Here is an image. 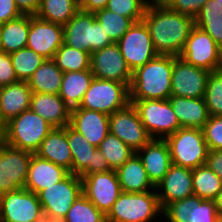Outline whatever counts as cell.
<instances>
[{"label": "cell", "instance_id": "1", "mask_svg": "<svg viewBox=\"0 0 222 222\" xmlns=\"http://www.w3.org/2000/svg\"><path fill=\"white\" fill-rule=\"evenodd\" d=\"M142 20L149 29L155 51L161 55L179 56L195 26V18L154 4L146 7Z\"/></svg>", "mask_w": 222, "mask_h": 222}, {"label": "cell", "instance_id": "2", "mask_svg": "<svg viewBox=\"0 0 222 222\" xmlns=\"http://www.w3.org/2000/svg\"><path fill=\"white\" fill-rule=\"evenodd\" d=\"M173 55L158 54L132 72L129 100H168L171 96Z\"/></svg>", "mask_w": 222, "mask_h": 222}, {"label": "cell", "instance_id": "3", "mask_svg": "<svg viewBox=\"0 0 222 222\" xmlns=\"http://www.w3.org/2000/svg\"><path fill=\"white\" fill-rule=\"evenodd\" d=\"M52 129L44 118L28 109L4 125L1 140L35 154Z\"/></svg>", "mask_w": 222, "mask_h": 222}, {"label": "cell", "instance_id": "4", "mask_svg": "<svg viewBox=\"0 0 222 222\" xmlns=\"http://www.w3.org/2000/svg\"><path fill=\"white\" fill-rule=\"evenodd\" d=\"M63 29L64 44L90 54L114 43L91 12L79 10Z\"/></svg>", "mask_w": 222, "mask_h": 222}, {"label": "cell", "instance_id": "5", "mask_svg": "<svg viewBox=\"0 0 222 222\" xmlns=\"http://www.w3.org/2000/svg\"><path fill=\"white\" fill-rule=\"evenodd\" d=\"M155 190L148 192H123L106 215L107 222H152L162 214Z\"/></svg>", "mask_w": 222, "mask_h": 222}, {"label": "cell", "instance_id": "6", "mask_svg": "<svg viewBox=\"0 0 222 222\" xmlns=\"http://www.w3.org/2000/svg\"><path fill=\"white\" fill-rule=\"evenodd\" d=\"M165 140L172 164L194 169L206 163L208 147L202 129L181 127Z\"/></svg>", "mask_w": 222, "mask_h": 222}, {"label": "cell", "instance_id": "7", "mask_svg": "<svg viewBox=\"0 0 222 222\" xmlns=\"http://www.w3.org/2000/svg\"><path fill=\"white\" fill-rule=\"evenodd\" d=\"M152 139H166L181 128L169 100H130Z\"/></svg>", "mask_w": 222, "mask_h": 222}, {"label": "cell", "instance_id": "8", "mask_svg": "<svg viewBox=\"0 0 222 222\" xmlns=\"http://www.w3.org/2000/svg\"><path fill=\"white\" fill-rule=\"evenodd\" d=\"M129 103V87L125 83L94 78L79 108L110 115L125 108Z\"/></svg>", "mask_w": 222, "mask_h": 222}, {"label": "cell", "instance_id": "9", "mask_svg": "<svg viewBox=\"0 0 222 222\" xmlns=\"http://www.w3.org/2000/svg\"><path fill=\"white\" fill-rule=\"evenodd\" d=\"M179 57L209 72L222 69V48L208 33L196 25L187 38Z\"/></svg>", "mask_w": 222, "mask_h": 222}, {"label": "cell", "instance_id": "10", "mask_svg": "<svg viewBox=\"0 0 222 222\" xmlns=\"http://www.w3.org/2000/svg\"><path fill=\"white\" fill-rule=\"evenodd\" d=\"M32 155L0 139V195L24 188Z\"/></svg>", "mask_w": 222, "mask_h": 222}, {"label": "cell", "instance_id": "11", "mask_svg": "<svg viewBox=\"0 0 222 222\" xmlns=\"http://www.w3.org/2000/svg\"><path fill=\"white\" fill-rule=\"evenodd\" d=\"M117 44L132 72L158 55L154 49L149 29L143 20L134 22Z\"/></svg>", "mask_w": 222, "mask_h": 222}, {"label": "cell", "instance_id": "12", "mask_svg": "<svg viewBox=\"0 0 222 222\" xmlns=\"http://www.w3.org/2000/svg\"><path fill=\"white\" fill-rule=\"evenodd\" d=\"M82 194V179L69 173L63 180L38 193L42 211L54 216L65 217L75 200Z\"/></svg>", "mask_w": 222, "mask_h": 222}, {"label": "cell", "instance_id": "13", "mask_svg": "<svg viewBox=\"0 0 222 222\" xmlns=\"http://www.w3.org/2000/svg\"><path fill=\"white\" fill-rule=\"evenodd\" d=\"M109 130L135 152L152 139L131 103L109 115Z\"/></svg>", "mask_w": 222, "mask_h": 222}, {"label": "cell", "instance_id": "14", "mask_svg": "<svg viewBox=\"0 0 222 222\" xmlns=\"http://www.w3.org/2000/svg\"><path fill=\"white\" fill-rule=\"evenodd\" d=\"M42 212L38 194L25 188L0 195V222H35Z\"/></svg>", "mask_w": 222, "mask_h": 222}, {"label": "cell", "instance_id": "15", "mask_svg": "<svg viewBox=\"0 0 222 222\" xmlns=\"http://www.w3.org/2000/svg\"><path fill=\"white\" fill-rule=\"evenodd\" d=\"M82 179V193L105 215L122 193L116 170L93 173Z\"/></svg>", "mask_w": 222, "mask_h": 222}, {"label": "cell", "instance_id": "16", "mask_svg": "<svg viewBox=\"0 0 222 222\" xmlns=\"http://www.w3.org/2000/svg\"><path fill=\"white\" fill-rule=\"evenodd\" d=\"M90 70L94 78L118 81L128 87L131 85L132 71L121 55L117 43L91 53Z\"/></svg>", "mask_w": 222, "mask_h": 222}, {"label": "cell", "instance_id": "17", "mask_svg": "<svg viewBox=\"0 0 222 222\" xmlns=\"http://www.w3.org/2000/svg\"><path fill=\"white\" fill-rule=\"evenodd\" d=\"M210 72L174 56L171 77V95L187 98H204Z\"/></svg>", "mask_w": 222, "mask_h": 222}, {"label": "cell", "instance_id": "18", "mask_svg": "<svg viewBox=\"0 0 222 222\" xmlns=\"http://www.w3.org/2000/svg\"><path fill=\"white\" fill-rule=\"evenodd\" d=\"M64 43L63 25L47 22L30 15V29L26 47L45 59H53L59 47Z\"/></svg>", "mask_w": 222, "mask_h": 222}, {"label": "cell", "instance_id": "19", "mask_svg": "<svg viewBox=\"0 0 222 222\" xmlns=\"http://www.w3.org/2000/svg\"><path fill=\"white\" fill-rule=\"evenodd\" d=\"M162 213L168 222H215L218 218L214 200L196 195L169 203Z\"/></svg>", "mask_w": 222, "mask_h": 222}, {"label": "cell", "instance_id": "20", "mask_svg": "<svg viewBox=\"0 0 222 222\" xmlns=\"http://www.w3.org/2000/svg\"><path fill=\"white\" fill-rule=\"evenodd\" d=\"M162 210L169 204L194 195L192 169L171 164L164 178L156 185ZM157 190H159L157 192Z\"/></svg>", "mask_w": 222, "mask_h": 222}, {"label": "cell", "instance_id": "21", "mask_svg": "<svg viewBox=\"0 0 222 222\" xmlns=\"http://www.w3.org/2000/svg\"><path fill=\"white\" fill-rule=\"evenodd\" d=\"M69 125L96 147L110 132L109 115L79 107L71 109Z\"/></svg>", "mask_w": 222, "mask_h": 222}, {"label": "cell", "instance_id": "22", "mask_svg": "<svg viewBox=\"0 0 222 222\" xmlns=\"http://www.w3.org/2000/svg\"><path fill=\"white\" fill-rule=\"evenodd\" d=\"M135 153L141 159L150 181L156 187L172 164L167 141L165 139H151Z\"/></svg>", "mask_w": 222, "mask_h": 222}, {"label": "cell", "instance_id": "23", "mask_svg": "<svg viewBox=\"0 0 222 222\" xmlns=\"http://www.w3.org/2000/svg\"><path fill=\"white\" fill-rule=\"evenodd\" d=\"M69 173L64 167L33 154L24 188L38 194L63 180Z\"/></svg>", "mask_w": 222, "mask_h": 222}, {"label": "cell", "instance_id": "24", "mask_svg": "<svg viewBox=\"0 0 222 222\" xmlns=\"http://www.w3.org/2000/svg\"><path fill=\"white\" fill-rule=\"evenodd\" d=\"M32 90L27 81L0 87V122L4 126L11 119L30 109Z\"/></svg>", "mask_w": 222, "mask_h": 222}, {"label": "cell", "instance_id": "25", "mask_svg": "<svg viewBox=\"0 0 222 222\" xmlns=\"http://www.w3.org/2000/svg\"><path fill=\"white\" fill-rule=\"evenodd\" d=\"M30 109L44 118L53 128L70 124L71 108L58 94L32 92Z\"/></svg>", "mask_w": 222, "mask_h": 222}, {"label": "cell", "instance_id": "26", "mask_svg": "<svg viewBox=\"0 0 222 222\" xmlns=\"http://www.w3.org/2000/svg\"><path fill=\"white\" fill-rule=\"evenodd\" d=\"M35 154L72 173V153L67 138V126L53 128Z\"/></svg>", "mask_w": 222, "mask_h": 222}, {"label": "cell", "instance_id": "27", "mask_svg": "<svg viewBox=\"0 0 222 222\" xmlns=\"http://www.w3.org/2000/svg\"><path fill=\"white\" fill-rule=\"evenodd\" d=\"M168 100L181 127L202 129L210 117L204 98L171 95Z\"/></svg>", "mask_w": 222, "mask_h": 222}, {"label": "cell", "instance_id": "28", "mask_svg": "<svg viewBox=\"0 0 222 222\" xmlns=\"http://www.w3.org/2000/svg\"><path fill=\"white\" fill-rule=\"evenodd\" d=\"M123 192H148L155 190L141 159L134 153L121 167L116 170Z\"/></svg>", "mask_w": 222, "mask_h": 222}, {"label": "cell", "instance_id": "29", "mask_svg": "<svg viewBox=\"0 0 222 222\" xmlns=\"http://www.w3.org/2000/svg\"><path fill=\"white\" fill-rule=\"evenodd\" d=\"M93 79L94 75L90 69L64 72L58 95L71 109L79 107Z\"/></svg>", "mask_w": 222, "mask_h": 222}, {"label": "cell", "instance_id": "30", "mask_svg": "<svg viewBox=\"0 0 222 222\" xmlns=\"http://www.w3.org/2000/svg\"><path fill=\"white\" fill-rule=\"evenodd\" d=\"M30 29V15L0 24V51L11 54L25 48Z\"/></svg>", "mask_w": 222, "mask_h": 222}, {"label": "cell", "instance_id": "31", "mask_svg": "<svg viewBox=\"0 0 222 222\" xmlns=\"http://www.w3.org/2000/svg\"><path fill=\"white\" fill-rule=\"evenodd\" d=\"M63 74L53 59H45L27 83L32 92L59 94Z\"/></svg>", "mask_w": 222, "mask_h": 222}, {"label": "cell", "instance_id": "32", "mask_svg": "<svg viewBox=\"0 0 222 222\" xmlns=\"http://www.w3.org/2000/svg\"><path fill=\"white\" fill-rule=\"evenodd\" d=\"M79 10V0H40L35 16L47 22L64 25Z\"/></svg>", "mask_w": 222, "mask_h": 222}, {"label": "cell", "instance_id": "33", "mask_svg": "<svg viewBox=\"0 0 222 222\" xmlns=\"http://www.w3.org/2000/svg\"><path fill=\"white\" fill-rule=\"evenodd\" d=\"M67 138L72 153V174L80 175L92 163L93 154L98 148L70 125H67Z\"/></svg>", "mask_w": 222, "mask_h": 222}, {"label": "cell", "instance_id": "34", "mask_svg": "<svg viewBox=\"0 0 222 222\" xmlns=\"http://www.w3.org/2000/svg\"><path fill=\"white\" fill-rule=\"evenodd\" d=\"M195 25L222 48V0H208L195 17Z\"/></svg>", "mask_w": 222, "mask_h": 222}, {"label": "cell", "instance_id": "35", "mask_svg": "<svg viewBox=\"0 0 222 222\" xmlns=\"http://www.w3.org/2000/svg\"><path fill=\"white\" fill-rule=\"evenodd\" d=\"M192 185L194 195L214 200L222 190V179L204 164L192 169Z\"/></svg>", "mask_w": 222, "mask_h": 222}, {"label": "cell", "instance_id": "36", "mask_svg": "<svg viewBox=\"0 0 222 222\" xmlns=\"http://www.w3.org/2000/svg\"><path fill=\"white\" fill-rule=\"evenodd\" d=\"M53 60L62 72L83 71L90 69L91 54L63 43Z\"/></svg>", "mask_w": 222, "mask_h": 222}, {"label": "cell", "instance_id": "37", "mask_svg": "<svg viewBox=\"0 0 222 222\" xmlns=\"http://www.w3.org/2000/svg\"><path fill=\"white\" fill-rule=\"evenodd\" d=\"M97 148L107 159L111 170H117L135 153L116 135L110 132Z\"/></svg>", "mask_w": 222, "mask_h": 222}, {"label": "cell", "instance_id": "38", "mask_svg": "<svg viewBox=\"0 0 222 222\" xmlns=\"http://www.w3.org/2000/svg\"><path fill=\"white\" fill-rule=\"evenodd\" d=\"M18 81H28L45 58L25 47L10 54Z\"/></svg>", "mask_w": 222, "mask_h": 222}, {"label": "cell", "instance_id": "39", "mask_svg": "<svg viewBox=\"0 0 222 222\" xmlns=\"http://www.w3.org/2000/svg\"><path fill=\"white\" fill-rule=\"evenodd\" d=\"M94 14L96 20L114 43H117L134 24L131 18H126L106 8L96 11Z\"/></svg>", "mask_w": 222, "mask_h": 222}, {"label": "cell", "instance_id": "40", "mask_svg": "<svg viewBox=\"0 0 222 222\" xmlns=\"http://www.w3.org/2000/svg\"><path fill=\"white\" fill-rule=\"evenodd\" d=\"M64 218L66 222H107L106 215L83 193L78 196Z\"/></svg>", "mask_w": 222, "mask_h": 222}, {"label": "cell", "instance_id": "41", "mask_svg": "<svg viewBox=\"0 0 222 222\" xmlns=\"http://www.w3.org/2000/svg\"><path fill=\"white\" fill-rule=\"evenodd\" d=\"M204 100L210 116H222V69L208 74Z\"/></svg>", "mask_w": 222, "mask_h": 222}, {"label": "cell", "instance_id": "42", "mask_svg": "<svg viewBox=\"0 0 222 222\" xmlns=\"http://www.w3.org/2000/svg\"><path fill=\"white\" fill-rule=\"evenodd\" d=\"M146 7L141 0H109L106 5L109 11L131 18L134 22L143 19Z\"/></svg>", "mask_w": 222, "mask_h": 222}, {"label": "cell", "instance_id": "43", "mask_svg": "<svg viewBox=\"0 0 222 222\" xmlns=\"http://www.w3.org/2000/svg\"><path fill=\"white\" fill-rule=\"evenodd\" d=\"M202 132L208 150H222V116H210Z\"/></svg>", "mask_w": 222, "mask_h": 222}, {"label": "cell", "instance_id": "44", "mask_svg": "<svg viewBox=\"0 0 222 222\" xmlns=\"http://www.w3.org/2000/svg\"><path fill=\"white\" fill-rule=\"evenodd\" d=\"M208 0H173L167 7L195 18Z\"/></svg>", "mask_w": 222, "mask_h": 222}, {"label": "cell", "instance_id": "45", "mask_svg": "<svg viewBox=\"0 0 222 222\" xmlns=\"http://www.w3.org/2000/svg\"><path fill=\"white\" fill-rule=\"evenodd\" d=\"M18 82L10 54L0 51V87Z\"/></svg>", "mask_w": 222, "mask_h": 222}, {"label": "cell", "instance_id": "46", "mask_svg": "<svg viewBox=\"0 0 222 222\" xmlns=\"http://www.w3.org/2000/svg\"><path fill=\"white\" fill-rule=\"evenodd\" d=\"M110 170L107 159L100 150L97 149L93 154L92 163H89L88 167L79 176L82 178L89 174L107 172Z\"/></svg>", "mask_w": 222, "mask_h": 222}, {"label": "cell", "instance_id": "47", "mask_svg": "<svg viewBox=\"0 0 222 222\" xmlns=\"http://www.w3.org/2000/svg\"><path fill=\"white\" fill-rule=\"evenodd\" d=\"M22 15L14 0H0V24L15 20Z\"/></svg>", "mask_w": 222, "mask_h": 222}, {"label": "cell", "instance_id": "48", "mask_svg": "<svg viewBox=\"0 0 222 222\" xmlns=\"http://www.w3.org/2000/svg\"><path fill=\"white\" fill-rule=\"evenodd\" d=\"M205 164L222 179V150H208Z\"/></svg>", "mask_w": 222, "mask_h": 222}, {"label": "cell", "instance_id": "49", "mask_svg": "<svg viewBox=\"0 0 222 222\" xmlns=\"http://www.w3.org/2000/svg\"><path fill=\"white\" fill-rule=\"evenodd\" d=\"M23 15H36L40 7V0H14Z\"/></svg>", "mask_w": 222, "mask_h": 222}, {"label": "cell", "instance_id": "50", "mask_svg": "<svg viewBox=\"0 0 222 222\" xmlns=\"http://www.w3.org/2000/svg\"><path fill=\"white\" fill-rule=\"evenodd\" d=\"M109 0H79V9L85 12L95 13L106 8Z\"/></svg>", "mask_w": 222, "mask_h": 222}, {"label": "cell", "instance_id": "51", "mask_svg": "<svg viewBox=\"0 0 222 222\" xmlns=\"http://www.w3.org/2000/svg\"><path fill=\"white\" fill-rule=\"evenodd\" d=\"M35 222H66L64 217L49 215L42 212Z\"/></svg>", "mask_w": 222, "mask_h": 222}, {"label": "cell", "instance_id": "52", "mask_svg": "<svg viewBox=\"0 0 222 222\" xmlns=\"http://www.w3.org/2000/svg\"><path fill=\"white\" fill-rule=\"evenodd\" d=\"M216 212L218 213L219 217H222V190L214 199Z\"/></svg>", "mask_w": 222, "mask_h": 222}, {"label": "cell", "instance_id": "53", "mask_svg": "<svg viewBox=\"0 0 222 222\" xmlns=\"http://www.w3.org/2000/svg\"><path fill=\"white\" fill-rule=\"evenodd\" d=\"M173 0H152L151 4L157 6H168Z\"/></svg>", "mask_w": 222, "mask_h": 222}, {"label": "cell", "instance_id": "54", "mask_svg": "<svg viewBox=\"0 0 222 222\" xmlns=\"http://www.w3.org/2000/svg\"><path fill=\"white\" fill-rule=\"evenodd\" d=\"M146 6L150 5L152 0H141Z\"/></svg>", "mask_w": 222, "mask_h": 222}, {"label": "cell", "instance_id": "55", "mask_svg": "<svg viewBox=\"0 0 222 222\" xmlns=\"http://www.w3.org/2000/svg\"><path fill=\"white\" fill-rule=\"evenodd\" d=\"M3 128H4V126L0 122V139H1V136H2Z\"/></svg>", "mask_w": 222, "mask_h": 222}, {"label": "cell", "instance_id": "56", "mask_svg": "<svg viewBox=\"0 0 222 222\" xmlns=\"http://www.w3.org/2000/svg\"><path fill=\"white\" fill-rule=\"evenodd\" d=\"M215 222H222V217H219V216H218V218L216 219Z\"/></svg>", "mask_w": 222, "mask_h": 222}]
</instances>
